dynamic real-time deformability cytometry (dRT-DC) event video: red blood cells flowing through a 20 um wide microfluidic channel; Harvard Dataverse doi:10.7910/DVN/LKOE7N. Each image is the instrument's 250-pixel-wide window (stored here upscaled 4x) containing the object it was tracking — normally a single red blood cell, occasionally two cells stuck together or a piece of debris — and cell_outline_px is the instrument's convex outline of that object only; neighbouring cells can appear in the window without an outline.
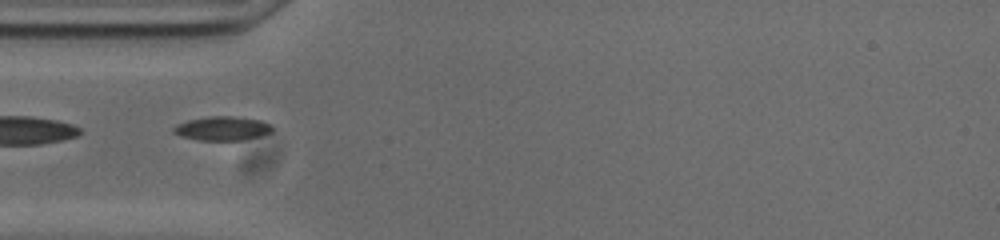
{"species": "common noctule bat (a hibernating species)", "species_latin": "Nyctalus noctula", "temperature_condition": "cold", "stored_images_in_passage": 39, "camera_frame_rate_fps": 3000, "um_per_image_px": 0.085, "animal": {"sex": "male", "body_mass_g": 20.0, "forearm_length_mm": 53.3}, "frame": {"image": 1, "passage_image": 1, "time_ms": 0.0, "image_size_px": [1000, 240], "cell_outline_px": [[272, 132], [260, 136], [240, 140], [200, 140], [180, 136], [172, 132], [172, 128], [176, 124], [188, 120], [208, 116], [232, 116], [260, 120], [272, 124]], "centroid_in_image_um": [18.88, 10.91], "position_along_channel_um": 66.1, "area_um2": 13.87}}
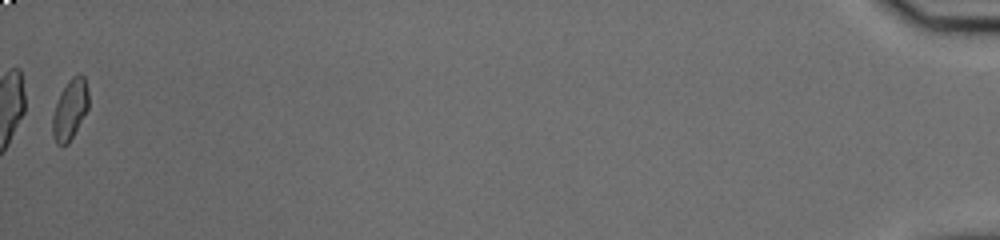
{"frame": {"image": 2, "passage_image": 39, "time_ms": 12.667, "image_size_px": [1000, 240], "cell_outline_px": [[88, 108], [68, 144], [56, 144], [52, 136], [52, 116], [60, 92], [68, 80], [76, 72], [80, 72], [84, 76], [88, 92]], "centroid_in_image_um": [5.94, 9.26], "position_along_channel_um": 429.3, "area_um2": 12.72}}